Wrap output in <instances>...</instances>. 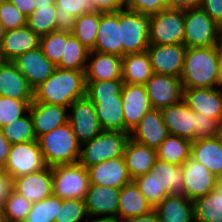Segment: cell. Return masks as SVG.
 I'll return each instance as SVG.
<instances>
[{"label": "cell", "mask_w": 222, "mask_h": 222, "mask_svg": "<svg viewBox=\"0 0 222 222\" xmlns=\"http://www.w3.org/2000/svg\"><path fill=\"white\" fill-rule=\"evenodd\" d=\"M86 96L85 71L56 67L53 74L34 90V101L69 107Z\"/></svg>", "instance_id": "1"}, {"label": "cell", "mask_w": 222, "mask_h": 222, "mask_svg": "<svg viewBox=\"0 0 222 222\" xmlns=\"http://www.w3.org/2000/svg\"><path fill=\"white\" fill-rule=\"evenodd\" d=\"M183 88H217L219 83V45L187 48L180 77Z\"/></svg>", "instance_id": "2"}, {"label": "cell", "mask_w": 222, "mask_h": 222, "mask_svg": "<svg viewBox=\"0 0 222 222\" xmlns=\"http://www.w3.org/2000/svg\"><path fill=\"white\" fill-rule=\"evenodd\" d=\"M47 166L74 164L79 161L81 144L69 122L37 139Z\"/></svg>", "instance_id": "3"}, {"label": "cell", "mask_w": 222, "mask_h": 222, "mask_svg": "<svg viewBox=\"0 0 222 222\" xmlns=\"http://www.w3.org/2000/svg\"><path fill=\"white\" fill-rule=\"evenodd\" d=\"M130 134L103 130L95 138L81 144L79 163L86 169L109 159L123 156Z\"/></svg>", "instance_id": "4"}, {"label": "cell", "mask_w": 222, "mask_h": 222, "mask_svg": "<svg viewBox=\"0 0 222 222\" xmlns=\"http://www.w3.org/2000/svg\"><path fill=\"white\" fill-rule=\"evenodd\" d=\"M220 29L221 26L200 7L184 11L183 44L187 48L217 46Z\"/></svg>", "instance_id": "5"}, {"label": "cell", "mask_w": 222, "mask_h": 222, "mask_svg": "<svg viewBox=\"0 0 222 222\" xmlns=\"http://www.w3.org/2000/svg\"><path fill=\"white\" fill-rule=\"evenodd\" d=\"M53 195L64 199L84 200L89 190L88 170L79 162L52 167Z\"/></svg>", "instance_id": "6"}, {"label": "cell", "mask_w": 222, "mask_h": 222, "mask_svg": "<svg viewBox=\"0 0 222 222\" xmlns=\"http://www.w3.org/2000/svg\"><path fill=\"white\" fill-rule=\"evenodd\" d=\"M150 15L126 8L120 9L121 41L123 56L145 52L150 45Z\"/></svg>", "instance_id": "7"}, {"label": "cell", "mask_w": 222, "mask_h": 222, "mask_svg": "<svg viewBox=\"0 0 222 222\" xmlns=\"http://www.w3.org/2000/svg\"><path fill=\"white\" fill-rule=\"evenodd\" d=\"M183 40L184 10L168 8L151 15L150 44H183Z\"/></svg>", "instance_id": "8"}, {"label": "cell", "mask_w": 222, "mask_h": 222, "mask_svg": "<svg viewBox=\"0 0 222 222\" xmlns=\"http://www.w3.org/2000/svg\"><path fill=\"white\" fill-rule=\"evenodd\" d=\"M37 140L12 144L3 169L13 178L27 175L46 168Z\"/></svg>", "instance_id": "9"}, {"label": "cell", "mask_w": 222, "mask_h": 222, "mask_svg": "<svg viewBox=\"0 0 222 222\" xmlns=\"http://www.w3.org/2000/svg\"><path fill=\"white\" fill-rule=\"evenodd\" d=\"M68 122L80 144L92 140L103 131L94 103L87 96L75 100L68 107Z\"/></svg>", "instance_id": "10"}, {"label": "cell", "mask_w": 222, "mask_h": 222, "mask_svg": "<svg viewBox=\"0 0 222 222\" xmlns=\"http://www.w3.org/2000/svg\"><path fill=\"white\" fill-rule=\"evenodd\" d=\"M187 47L184 44H150L146 50L153 73L180 78Z\"/></svg>", "instance_id": "11"}, {"label": "cell", "mask_w": 222, "mask_h": 222, "mask_svg": "<svg viewBox=\"0 0 222 222\" xmlns=\"http://www.w3.org/2000/svg\"><path fill=\"white\" fill-rule=\"evenodd\" d=\"M121 97L125 133L130 134L144 115L153 107L144 85L124 83Z\"/></svg>", "instance_id": "12"}, {"label": "cell", "mask_w": 222, "mask_h": 222, "mask_svg": "<svg viewBox=\"0 0 222 222\" xmlns=\"http://www.w3.org/2000/svg\"><path fill=\"white\" fill-rule=\"evenodd\" d=\"M144 86L153 108L162 109L183 99L180 78L153 73Z\"/></svg>", "instance_id": "13"}, {"label": "cell", "mask_w": 222, "mask_h": 222, "mask_svg": "<svg viewBox=\"0 0 222 222\" xmlns=\"http://www.w3.org/2000/svg\"><path fill=\"white\" fill-rule=\"evenodd\" d=\"M12 62L33 90L45 82L56 69V65L43 54L40 46L19 55Z\"/></svg>", "instance_id": "14"}, {"label": "cell", "mask_w": 222, "mask_h": 222, "mask_svg": "<svg viewBox=\"0 0 222 222\" xmlns=\"http://www.w3.org/2000/svg\"><path fill=\"white\" fill-rule=\"evenodd\" d=\"M181 167L184 175V195L189 200L203 197L216 187L217 177L195 159L189 157Z\"/></svg>", "instance_id": "15"}, {"label": "cell", "mask_w": 222, "mask_h": 222, "mask_svg": "<svg viewBox=\"0 0 222 222\" xmlns=\"http://www.w3.org/2000/svg\"><path fill=\"white\" fill-rule=\"evenodd\" d=\"M93 51L123 57L120 10L108 12L100 11L99 27Z\"/></svg>", "instance_id": "16"}, {"label": "cell", "mask_w": 222, "mask_h": 222, "mask_svg": "<svg viewBox=\"0 0 222 222\" xmlns=\"http://www.w3.org/2000/svg\"><path fill=\"white\" fill-rule=\"evenodd\" d=\"M183 100L194 111L222 124V87L183 88Z\"/></svg>", "instance_id": "17"}, {"label": "cell", "mask_w": 222, "mask_h": 222, "mask_svg": "<svg viewBox=\"0 0 222 222\" xmlns=\"http://www.w3.org/2000/svg\"><path fill=\"white\" fill-rule=\"evenodd\" d=\"M14 191L31 203L53 195L52 167L14 178Z\"/></svg>", "instance_id": "18"}, {"label": "cell", "mask_w": 222, "mask_h": 222, "mask_svg": "<svg viewBox=\"0 0 222 222\" xmlns=\"http://www.w3.org/2000/svg\"><path fill=\"white\" fill-rule=\"evenodd\" d=\"M120 189L90 184L85 196L90 217H118Z\"/></svg>", "instance_id": "19"}, {"label": "cell", "mask_w": 222, "mask_h": 222, "mask_svg": "<svg viewBox=\"0 0 222 222\" xmlns=\"http://www.w3.org/2000/svg\"><path fill=\"white\" fill-rule=\"evenodd\" d=\"M87 170L90 184L120 189L132 181L123 156L95 164Z\"/></svg>", "instance_id": "20"}, {"label": "cell", "mask_w": 222, "mask_h": 222, "mask_svg": "<svg viewBox=\"0 0 222 222\" xmlns=\"http://www.w3.org/2000/svg\"><path fill=\"white\" fill-rule=\"evenodd\" d=\"M168 135L161 109L156 108L150 109L130 132L131 139L153 149H157Z\"/></svg>", "instance_id": "21"}, {"label": "cell", "mask_w": 222, "mask_h": 222, "mask_svg": "<svg viewBox=\"0 0 222 222\" xmlns=\"http://www.w3.org/2000/svg\"><path fill=\"white\" fill-rule=\"evenodd\" d=\"M163 122L169 134L195 140V117L193 110L182 99L161 109Z\"/></svg>", "instance_id": "22"}, {"label": "cell", "mask_w": 222, "mask_h": 222, "mask_svg": "<svg viewBox=\"0 0 222 222\" xmlns=\"http://www.w3.org/2000/svg\"><path fill=\"white\" fill-rule=\"evenodd\" d=\"M122 79V57L90 51L85 69L86 81Z\"/></svg>", "instance_id": "23"}, {"label": "cell", "mask_w": 222, "mask_h": 222, "mask_svg": "<svg viewBox=\"0 0 222 222\" xmlns=\"http://www.w3.org/2000/svg\"><path fill=\"white\" fill-rule=\"evenodd\" d=\"M36 138L68 122V108L33 101L29 108Z\"/></svg>", "instance_id": "24"}, {"label": "cell", "mask_w": 222, "mask_h": 222, "mask_svg": "<svg viewBox=\"0 0 222 222\" xmlns=\"http://www.w3.org/2000/svg\"><path fill=\"white\" fill-rule=\"evenodd\" d=\"M0 96L34 101V90L12 61H5L0 66Z\"/></svg>", "instance_id": "25"}, {"label": "cell", "mask_w": 222, "mask_h": 222, "mask_svg": "<svg viewBox=\"0 0 222 222\" xmlns=\"http://www.w3.org/2000/svg\"><path fill=\"white\" fill-rule=\"evenodd\" d=\"M123 157L127 172L132 180L151 171L155 161L158 159L156 149L136 142L131 138L126 143Z\"/></svg>", "instance_id": "26"}, {"label": "cell", "mask_w": 222, "mask_h": 222, "mask_svg": "<svg viewBox=\"0 0 222 222\" xmlns=\"http://www.w3.org/2000/svg\"><path fill=\"white\" fill-rule=\"evenodd\" d=\"M190 157L203 164L214 176H222V139L220 136L193 140Z\"/></svg>", "instance_id": "27"}, {"label": "cell", "mask_w": 222, "mask_h": 222, "mask_svg": "<svg viewBox=\"0 0 222 222\" xmlns=\"http://www.w3.org/2000/svg\"><path fill=\"white\" fill-rule=\"evenodd\" d=\"M39 45L40 37L24 26L6 31L0 51L5 61H13L19 55L38 48Z\"/></svg>", "instance_id": "28"}, {"label": "cell", "mask_w": 222, "mask_h": 222, "mask_svg": "<svg viewBox=\"0 0 222 222\" xmlns=\"http://www.w3.org/2000/svg\"><path fill=\"white\" fill-rule=\"evenodd\" d=\"M154 210L160 222H195L193 201L185 195H168Z\"/></svg>", "instance_id": "29"}, {"label": "cell", "mask_w": 222, "mask_h": 222, "mask_svg": "<svg viewBox=\"0 0 222 222\" xmlns=\"http://www.w3.org/2000/svg\"><path fill=\"white\" fill-rule=\"evenodd\" d=\"M154 210L136 184L131 181L120 188L118 218L123 222Z\"/></svg>", "instance_id": "30"}, {"label": "cell", "mask_w": 222, "mask_h": 222, "mask_svg": "<svg viewBox=\"0 0 222 222\" xmlns=\"http://www.w3.org/2000/svg\"><path fill=\"white\" fill-rule=\"evenodd\" d=\"M57 8V31L72 33L75 18L98 11L93 0H54Z\"/></svg>", "instance_id": "31"}, {"label": "cell", "mask_w": 222, "mask_h": 222, "mask_svg": "<svg viewBox=\"0 0 222 222\" xmlns=\"http://www.w3.org/2000/svg\"><path fill=\"white\" fill-rule=\"evenodd\" d=\"M103 130L125 132L121 95L108 99H90Z\"/></svg>", "instance_id": "32"}, {"label": "cell", "mask_w": 222, "mask_h": 222, "mask_svg": "<svg viewBox=\"0 0 222 222\" xmlns=\"http://www.w3.org/2000/svg\"><path fill=\"white\" fill-rule=\"evenodd\" d=\"M195 222H222V176L207 195L193 201Z\"/></svg>", "instance_id": "33"}, {"label": "cell", "mask_w": 222, "mask_h": 222, "mask_svg": "<svg viewBox=\"0 0 222 222\" xmlns=\"http://www.w3.org/2000/svg\"><path fill=\"white\" fill-rule=\"evenodd\" d=\"M159 182V192L168 195H184V175L182 167L159 159L152 167Z\"/></svg>", "instance_id": "34"}, {"label": "cell", "mask_w": 222, "mask_h": 222, "mask_svg": "<svg viewBox=\"0 0 222 222\" xmlns=\"http://www.w3.org/2000/svg\"><path fill=\"white\" fill-rule=\"evenodd\" d=\"M153 71L148 53L126 54L122 57V80L126 84L144 85Z\"/></svg>", "instance_id": "35"}, {"label": "cell", "mask_w": 222, "mask_h": 222, "mask_svg": "<svg viewBox=\"0 0 222 222\" xmlns=\"http://www.w3.org/2000/svg\"><path fill=\"white\" fill-rule=\"evenodd\" d=\"M35 10L27 17L26 26L39 37L57 30L54 0H35Z\"/></svg>", "instance_id": "36"}, {"label": "cell", "mask_w": 222, "mask_h": 222, "mask_svg": "<svg viewBox=\"0 0 222 222\" xmlns=\"http://www.w3.org/2000/svg\"><path fill=\"white\" fill-rule=\"evenodd\" d=\"M191 143L189 139L169 134L156 149L157 158L181 166L190 157Z\"/></svg>", "instance_id": "37"}, {"label": "cell", "mask_w": 222, "mask_h": 222, "mask_svg": "<svg viewBox=\"0 0 222 222\" xmlns=\"http://www.w3.org/2000/svg\"><path fill=\"white\" fill-rule=\"evenodd\" d=\"M89 52L90 50H88L73 34H71L67 38L64 54L56 67L85 71Z\"/></svg>", "instance_id": "38"}, {"label": "cell", "mask_w": 222, "mask_h": 222, "mask_svg": "<svg viewBox=\"0 0 222 222\" xmlns=\"http://www.w3.org/2000/svg\"><path fill=\"white\" fill-rule=\"evenodd\" d=\"M100 11L86 13L75 18L72 34L90 51L95 48Z\"/></svg>", "instance_id": "39"}, {"label": "cell", "mask_w": 222, "mask_h": 222, "mask_svg": "<svg viewBox=\"0 0 222 222\" xmlns=\"http://www.w3.org/2000/svg\"><path fill=\"white\" fill-rule=\"evenodd\" d=\"M2 132L11 145L37 140L29 111L24 116L2 127Z\"/></svg>", "instance_id": "40"}, {"label": "cell", "mask_w": 222, "mask_h": 222, "mask_svg": "<svg viewBox=\"0 0 222 222\" xmlns=\"http://www.w3.org/2000/svg\"><path fill=\"white\" fill-rule=\"evenodd\" d=\"M59 206H62V199L55 195L32 203L24 222H54L55 217H58Z\"/></svg>", "instance_id": "41"}, {"label": "cell", "mask_w": 222, "mask_h": 222, "mask_svg": "<svg viewBox=\"0 0 222 222\" xmlns=\"http://www.w3.org/2000/svg\"><path fill=\"white\" fill-rule=\"evenodd\" d=\"M71 34L72 33L56 30L40 37L39 46L43 54L55 65L60 62L64 54L65 43Z\"/></svg>", "instance_id": "42"}, {"label": "cell", "mask_w": 222, "mask_h": 222, "mask_svg": "<svg viewBox=\"0 0 222 222\" xmlns=\"http://www.w3.org/2000/svg\"><path fill=\"white\" fill-rule=\"evenodd\" d=\"M122 79L86 81V96L89 99H108L121 95Z\"/></svg>", "instance_id": "43"}, {"label": "cell", "mask_w": 222, "mask_h": 222, "mask_svg": "<svg viewBox=\"0 0 222 222\" xmlns=\"http://www.w3.org/2000/svg\"><path fill=\"white\" fill-rule=\"evenodd\" d=\"M32 102L0 96V127L24 116L29 111Z\"/></svg>", "instance_id": "44"}, {"label": "cell", "mask_w": 222, "mask_h": 222, "mask_svg": "<svg viewBox=\"0 0 222 222\" xmlns=\"http://www.w3.org/2000/svg\"><path fill=\"white\" fill-rule=\"evenodd\" d=\"M32 203L14 191L4 203L6 222H24L31 210Z\"/></svg>", "instance_id": "45"}, {"label": "cell", "mask_w": 222, "mask_h": 222, "mask_svg": "<svg viewBox=\"0 0 222 222\" xmlns=\"http://www.w3.org/2000/svg\"><path fill=\"white\" fill-rule=\"evenodd\" d=\"M132 181L136 184L140 192L145 196L146 200L153 208L167 197L164 192H159V182L152 171L137 176Z\"/></svg>", "instance_id": "46"}, {"label": "cell", "mask_w": 222, "mask_h": 222, "mask_svg": "<svg viewBox=\"0 0 222 222\" xmlns=\"http://www.w3.org/2000/svg\"><path fill=\"white\" fill-rule=\"evenodd\" d=\"M88 217L84 200L64 199L54 222H83Z\"/></svg>", "instance_id": "47"}, {"label": "cell", "mask_w": 222, "mask_h": 222, "mask_svg": "<svg viewBox=\"0 0 222 222\" xmlns=\"http://www.w3.org/2000/svg\"><path fill=\"white\" fill-rule=\"evenodd\" d=\"M0 22L6 31L26 26L27 16L8 0H0Z\"/></svg>", "instance_id": "48"}, {"label": "cell", "mask_w": 222, "mask_h": 222, "mask_svg": "<svg viewBox=\"0 0 222 222\" xmlns=\"http://www.w3.org/2000/svg\"><path fill=\"white\" fill-rule=\"evenodd\" d=\"M195 117V140L220 136L221 123L204 114L193 111Z\"/></svg>", "instance_id": "49"}, {"label": "cell", "mask_w": 222, "mask_h": 222, "mask_svg": "<svg viewBox=\"0 0 222 222\" xmlns=\"http://www.w3.org/2000/svg\"><path fill=\"white\" fill-rule=\"evenodd\" d=\"M125 8L142 15H154L170 8L169 0H126Z\"/></svg>", "instance_id": "50"}, {"label": "cell", "mask_w": 222, "mask_h": 222, "mask_svg": "<svg viewBox=\"0 0 222 222\" xmlns=\"http://www.w3.org/2000/svg\"><path fill=\"white\" fill-rule=\"evenodd\" d=\"M200 8L222 26V0H201Z\"/></svg>", "instance_id": "51"}, {"label": "cell", "mask_w": 222, "mask_h": 222, "mask_svg": "<svg viewBox=\"0 0 222 222\" xmlns=\"http://www.w3.org/2000/svg\"><path fill=\"white\" fill-rule=\"evenodd\" d=\"M14 192V178L7 172L0 174V203L4 204Z\"/></svg>", "instance_id": "52"}, {"label": "cell", "mask_w": 222, "mask_h": 222, "mask_svg": "<svg viewBox=\"0 0 222 222\" xmlns=\"http://www.w3.org/2000/svg\"><path fill=\"white\" fill-rule=\"evenodd\" d=\"M98 11H118L125 8L126 0H93Z\"/></svg>", "instance_id": "53"}, {"label": "cell", "mask_w": 222, "mask_h": 222, "mask_svg": "<svg viewBox=\"0 0 222 222\" xmlns=\"http://www.w3.org/2000/svg\"><path fill=\"white\" fill-rule=\"evenodd\" d=\"M170 8L178 10H189L199 8L201 0H169Z\"/></svg>", "instance_id": "54"}, {"label": "cell", "mask_w": 222, "mask_h": 222, "mask_svg": "<svg viewBox=\"0 0 222 222\" xmlns=\"http://www.w3.org/2000/svg\"><path fill=\"white\" fill-rule=\"evenodd\" d=\"M15 5L21 13L29 16L35 10V0H8Z\"/></svg>", "instance_id": "55"}, {"label": "cell", "mask_w": 222, "mask_h": 222, "mask_svg": "<svg viewBox=\"0 0 222 222\" xmlns=\"http://www.w3.org/2000/svg\"><path fill=\"white\" fill-rule=\"evenodd\" d=\"M11 148V143L3 135L2 128L0 127V163L4 166Z\"/></svg>", "instance_id": "56"}, {"label": "cell", "mask_w": 222, "mask_h": 222, "mask_svg": "<svg viewBox=\"0 0 222 222\" xmlns=\"http://www.w3.org/2000/svg\"><path fill=\"white\" fill-rule=\"evenodd\" d=\"M124 222H160L157 213L155 210H152L151 212L140 215V216H135L133 218H130Z\"/></svg>", "instance_id": "57"}, {"label": "cell", "mask_w": 222, "mask_h": 222, "mask_svg": "<svg viewBox=\"0 0 222 222\" xmlns=\"http://www.w3.org/2000/svg\"><path fill=\"white\" fill-rule=\"evenodd\" d=\"M123 222L118 217H88L85 222Z\"/></svg>", "instance_id": "58"}, {"label": "cell", "mask_w": 222, "mask_h": 222, "mask_svg": "<svg viewBox=\"0 0 222 222\" xmlns=\"http://www.w3.org/2000/svg\"><path fill=\"white\" fill-rule=\"evenodd\" d=\"M219 83L222 86V45H219Z\"/></svg>", "instance_id": "59"}, {"label": "cell", "mask_w": 222, "mask_h": 222, "mask_svg": "<svg viewBox=\"0 0 222 222\" xmlns=\"http://www.w3.org/2000/svg\"><path fill=\"white\" fill-rule=\"evenodd\" d=\"M6 30L3 26V24L0 22V46L2 44L3 38L5 36Z\"/></svg>", "instance_id": "60"}, {"label": "cell", "mask_w": 222, "mask_h": 222, "mask_svg": "<svg viewBox=\"0 0 222 222\" xmlns=\"http://www.w3.org/2000/svg\"><path fill=\"white\" fill-rule=\"evenodd\" d=\"M0 222H6L4 214V204L0 203Z\"/></svg>", "instance_id": "61"}, {"label": "cell", "mask_w": 222, "mask_h": 222, "mask_svg": "<svg viewBox=\"0 0 222 222\" xmlns=\"http://www.w3.org/2000/svg\"><path fill=\"white\" fill-rule=\"evenodd\" d=\"M5 62L2 52L0 51V66Z\"/></svg>", "instance_id": "62"}, {"label": "cell", "mask_w": 222, "mask_h": 222, "mask_svg": "<svg viewBox=\"0 0 222 222\" xmlns=\"http://www.w3.org/2000/svg\"><path fill=\"white\" fill-rule=\"evenodd\" d=\"M218 45H222V26H221V29H220V43Z\"/></svg>", "instance_id": "63"}, {"label": "cell", "mask_w": 222, "mask_h": 222, "mask_svg": "<svg viewBox=\"0 0 222 222\" xmlns=\"http://www.w3.org/2000/svg\"><path fill=\"white\" fill-rule=\"evenodd\" d=\"M4 172L3 165L0 163V174Z\"/></svg>", "instance_id": "64"}, {"label": "cell", "mask_w": 222, "mask_h": 222, "mask_svg": "<svg viewBox=\"0 0 222 222\" xmlns=\"http://www.w3.org/2000/svg\"><path fill=\"white\" fill-rule=\"evenodd\" d=\"M220 137L222 139V125H221V129H220Z\"/></svg>", "instance_id": "65"}]
</instances>
